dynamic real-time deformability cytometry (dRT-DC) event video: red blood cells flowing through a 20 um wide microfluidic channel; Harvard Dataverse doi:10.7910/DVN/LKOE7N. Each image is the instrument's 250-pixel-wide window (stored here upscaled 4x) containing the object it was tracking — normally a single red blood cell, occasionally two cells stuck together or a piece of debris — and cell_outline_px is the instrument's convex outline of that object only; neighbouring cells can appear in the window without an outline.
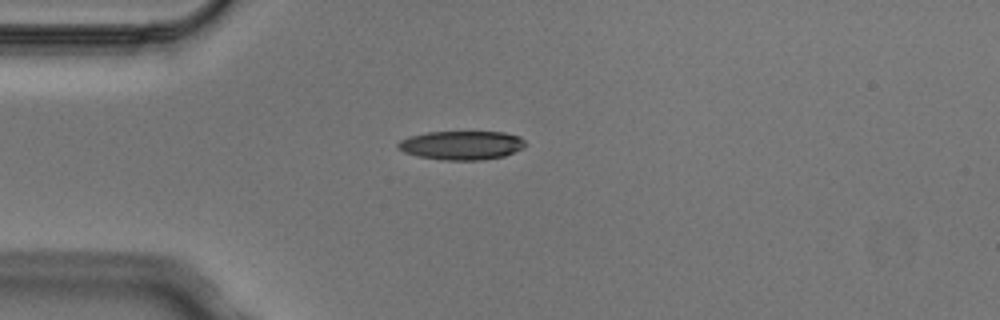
{"species": "Egyptian fruit bat (a non-hibernating species)", "species_latin": "Rousettus aegyptiacus", "temperature_condition": "cold", "stored_images_in_passage": 1, "camera_frame_rate_fps": 3000, "um_per_image_px": 0.085, "animal": {"sex": "male"}, "frame": {"image": 1, "passage_image": 1, "time_ms": 0.0, "image_size_px": [1000, 320], "cell_outline_px": [[524, 144], [520, 148], [504, 156], [480, 160], [444, 160], [416, 156], [404, 152], [396, 148], [396, 144], [400, 140], [408, 136], [428, 132], [504, 132], [520, 136], [524, 140]], "centroid_in_image_um": [39.16, 12.34], "position_along_channel_um": 45.8, "area_um2": 21.39}}